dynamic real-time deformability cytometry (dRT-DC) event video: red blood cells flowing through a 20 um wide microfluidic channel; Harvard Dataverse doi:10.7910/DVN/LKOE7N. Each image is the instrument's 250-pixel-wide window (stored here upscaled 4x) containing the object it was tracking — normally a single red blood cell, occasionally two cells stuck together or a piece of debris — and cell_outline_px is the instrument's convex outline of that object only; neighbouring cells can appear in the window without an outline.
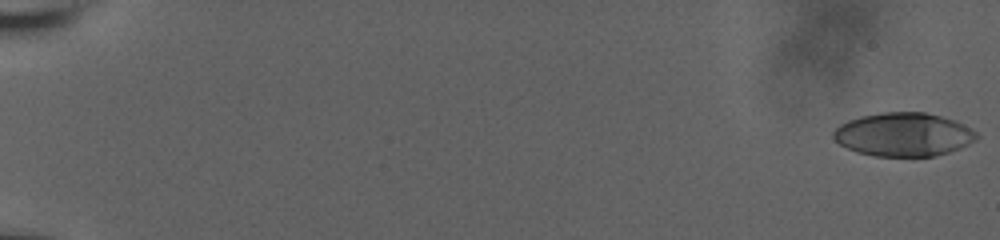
{"species": "human", "species_latin": "Homo sapiens", "temperature_condition": "room temperature", "stored_images_in_passage": 59, "camera_frame_rate_fps": 3000, "um_per_image_px": 0.085, "donor": {"sex": "male"}, "frame": {"image": 1, "passage_image": 1, "time_ms": 0.0, "image_size_px": [1000, 240], "cell_outline_px": [[980, 136], [976, 140], [960, 148], [936, 156], [876, 156], [856, 152], [840, 144], [832, 136], [832, 132], [840, 124], [848, 120], [860, 116], [880, 112], [924, 112], [956, 120], [976, 132]], "centroid_in_image_um": [76.8, 11.43], "position_along_channel_um": 8.2, "area_um2": 36.41}}
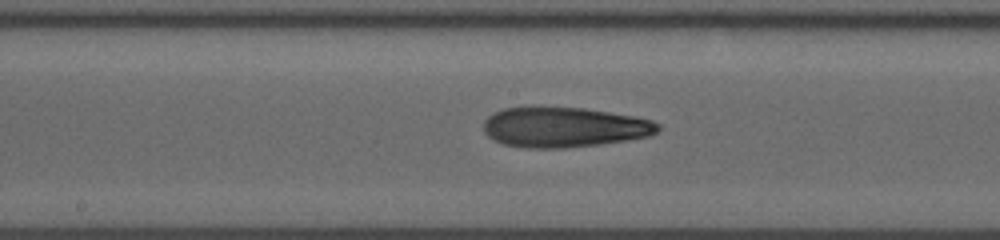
{"frame": {"image": 2, "passage_image": 34, "time_ms": 11.0, "image_size_px": [1000, 240], "cell_outline_px": [[660, 128], [656, 132], [648, 136], [600, 144], [564, 148], [528, 148], [504, 144], [492, 140], [484, 132], [484, 120], [492, 112], [504, 108], [584, 108], [636, 116], [652, 120], [660, 124]], "centroid_in_image_um": [47.94, 10.82], "position_along_channel_um": 200.3, "area_um2": 40.58}}
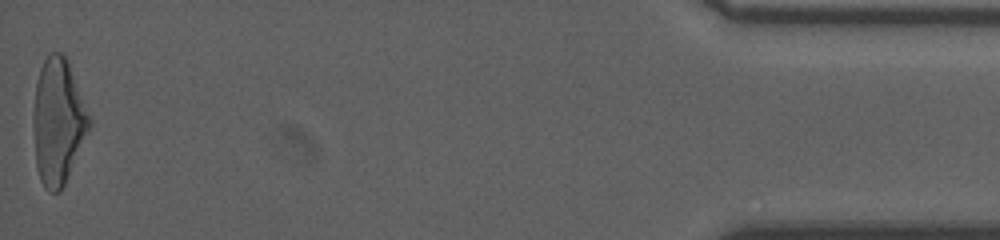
{"frame": {"image": 3, "passage_image": 59, "time_ms": 19.333, "image_size_px": [1000, 240], "cell_outline_px": [[92, 124], [64, 184], [60, 192], [48, 192], [44, 188], [40, 180], [36, 164], [32, 124], [32, 120], [36, 84], [40, 68], [44, 60], [52, 52], [60, 52], [68, 60], [92, 120]], "centroid_in_image_um": [4.93, 10.33], "position_along_channel_um": 430.3, "area_um2": 41.1}, "authors_computed_cell_mechanics": {"area_um2": 39.7664, "velocity_mm_per_s": 3.7685, "shape_relaxation_time_tau1_ms": 8.2427, "shape_relaxation_time_tau2_ms": 2.8004, "deformation_change_tau1": 0.2474, "deformation_change_tau2": 0.1374}}